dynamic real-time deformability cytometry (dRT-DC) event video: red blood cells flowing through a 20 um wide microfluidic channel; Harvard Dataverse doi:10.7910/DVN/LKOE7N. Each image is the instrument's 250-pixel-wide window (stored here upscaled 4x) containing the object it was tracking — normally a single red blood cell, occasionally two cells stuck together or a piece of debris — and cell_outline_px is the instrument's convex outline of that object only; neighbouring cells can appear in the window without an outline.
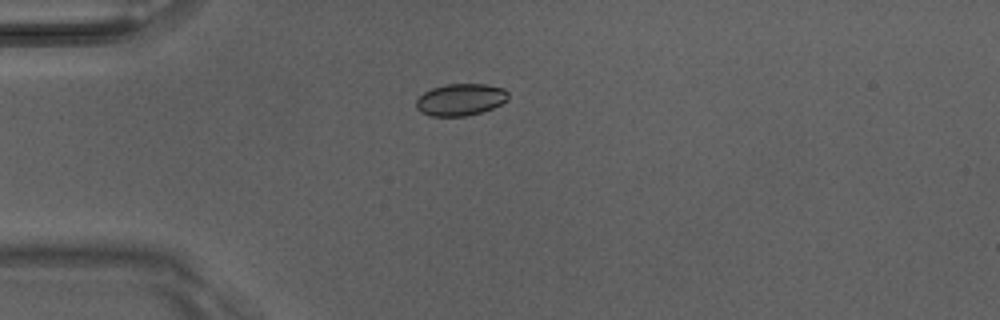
{"species": "Egyptian fruit bat (a non-hibernating species)", "species_latin": "Rousettus aegyptiacus", "temperature_condition": "room temperature", "stored_images_in_passage": 6, "camera_frame_rate_fps": 3000, "um_per_image_px": 0.085, "animal": {"sex": "male"}, "frame": {"image": 1, "passage_image": 6, "time_ms": 1.667, "image_size_px": [1000, 320], "cell_outline_px": [[508, 100], [492, 108], [468, 116], [432, 116], [420, 112], [416, 108], [416, 100], [424, 92], [432, 88], [444, 84], [488, 84], [504, 88], [508, 92]], "centroid_in_image_um": [39.15, 8.46], "position_along_channel_um": 45.9, "area_um2": 17.22}}